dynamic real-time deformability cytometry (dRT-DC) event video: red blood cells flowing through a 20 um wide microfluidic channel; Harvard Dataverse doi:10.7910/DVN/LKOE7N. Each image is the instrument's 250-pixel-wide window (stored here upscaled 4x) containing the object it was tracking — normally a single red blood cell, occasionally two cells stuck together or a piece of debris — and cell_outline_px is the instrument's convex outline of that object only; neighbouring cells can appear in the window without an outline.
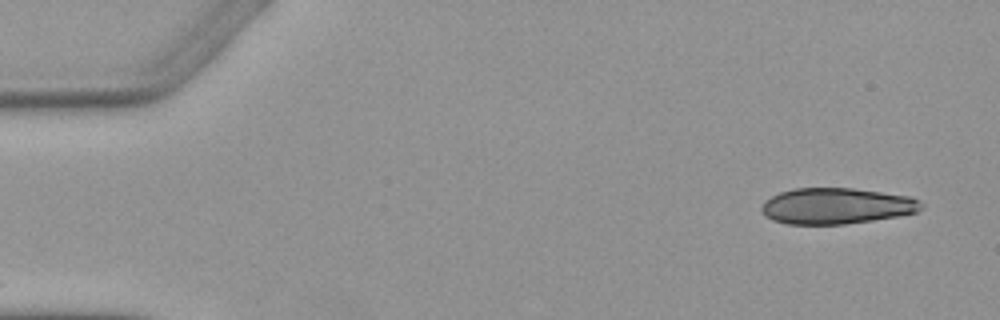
{"species": "Egyptian fruit bat (a non-hibernating species)", "species_latin": "Rousettus aegyptiacus", "temperature_condition": "warm", "stored_images_in_passage": 5, "camera_frame_rate_fps": 3000, "um_per_image_px": 0.085, "animal": {"sex": "female"}, "frame": {"image": 1, "passage_image": 1, "time_ms": 0.0, "image_size_px": [1000, 320], "cell_outline_px": [[924, 208], [916, 212], [896, 216], [872, 220], [844, 224], [788, 224], [772, 220], [764, 216], [760, 208], [764, 200], [780, 192], [796, 188], [852, 188], [912, 196], [920, 200], [924, 204]], "centroid_in_image_um": [71.1, 17.5], "position_along_channel_um": 13.9, "area_um2": 33.7}}
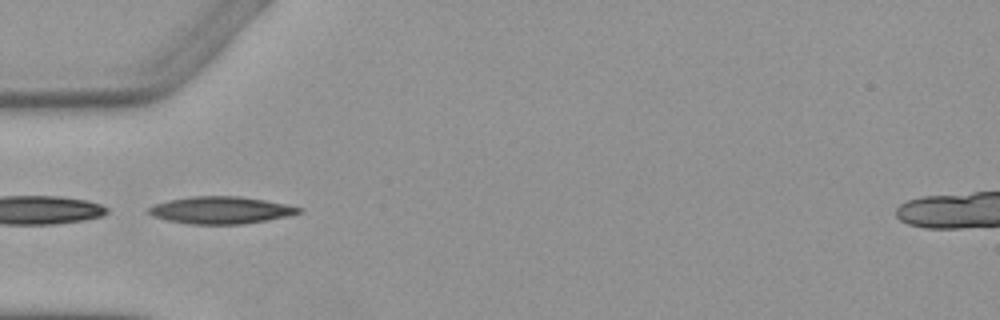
{"frame": {"image": 2, "passage_image": 5, "time_ms": 4.667, "image_size_px": [1000, 320], "cell_outline_px": [[304, 212], [264, 220], [240, 224], [192, 224], [168, 220], [152, 216], [148, 212], [148, 208], [156, 204], [168, 200], [188, 196], [240, 196], [264, 200], [304, 208]], "centroid_in_image_um": [18.75, 17.85], "position_along_channel_um": 66.2, "area_um2": 23.52}}